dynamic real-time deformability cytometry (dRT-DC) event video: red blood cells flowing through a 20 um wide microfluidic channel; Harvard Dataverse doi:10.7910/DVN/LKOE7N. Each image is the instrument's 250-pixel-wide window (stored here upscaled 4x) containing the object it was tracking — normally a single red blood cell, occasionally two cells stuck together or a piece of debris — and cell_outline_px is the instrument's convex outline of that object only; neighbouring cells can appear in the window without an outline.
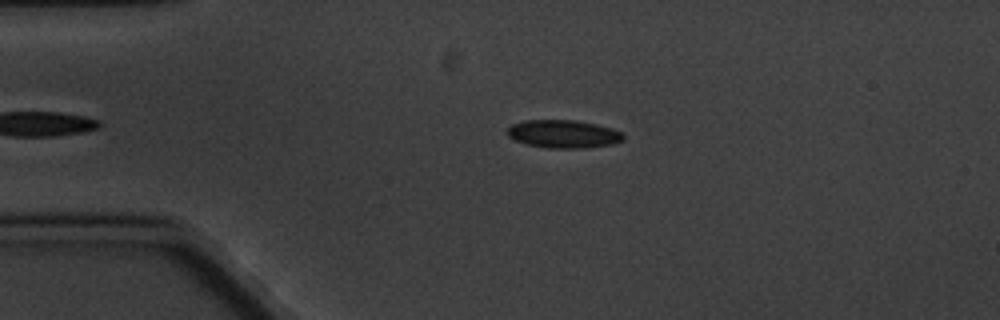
{"species": "common noctule bat (a hibernating species)", "species_latin": "Nyctalus noctula", "temperature_condition": "cold", "stored_images_in_passage": 2, "camera_frame_rate_fps": 3000, "um_per_image_px": 0.085, "animal": {"sex": "male", "body_mass_g": 20.1, "forearm_length_mm": 53.5}, "frame": {"image": 1, "passage_image": 2, "time_ms": 2.0, "image_size_px": [1000, 320], "cell_outline_px": [[624, 140], [612, 144], [584, 148], [548, 148], [524, 144], [508, 136], [508, 128], [512, 124], [524, 120], [576, 120], [596, 124], [612, 128], [620, 132], [624, 136]], "centroid_in_image_um": [47.89, 11.39], "position_along_channel_um": 37.1, "area_um2": 18.96}}